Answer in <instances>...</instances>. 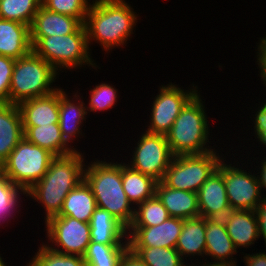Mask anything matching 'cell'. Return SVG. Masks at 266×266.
I'll use <instances>...</instances> for the list:
<instances>
[{
  "instance_id": "6da1fadb",
  "label": "cell",
  "mask_w": 266,
  "mask_h": 266,
  "mask_svg": "<svg viewBox=\"0 0 266 266\" xmlns=\"http://www.w3.org/2000/svg\"><path fill=\"white\" fill-rule=\"evenodd\" d=\"M82 158L77 151L56 156L42 179L25 193L43 203L46 221L59 214L67 194L84 179Z\"/></svg>"
},
{
  "instance_id": "7a4b0ae2",
  "label": "cell",
  "mask_w": 266,
  "mask_h": 266,
  "mask_svg": "<svg viewBox=\"0 0 266 266\" xmlns=\"http://www.w3.org/2000/svg\"><path fill=\"white\" fill-rule=\"evenodd\" d=\"M124 0H96L89 5L85 27L89 40L96 39L106 49L123 45L137 16Z\"/></svg>"
},
{
  "instance_id": "3957f363",
  "label": "cell",
  "mask_w": 266,
  "mask_h": 266,
  "mask_svg": "<svg viewBox=\"0 0 266 266\" xmlns=\"http://www.w3.org/2000/svg\"><path fill=\"white\" fill-rule=\"evenodd\" d=\"M84 180L92 189L97 207L107 210L128 229L134 211L123 189L122 164L94 162L84 170Z\"/></svg>"
},
{
  "instance_id": "277c9868",
  "label": "cell",
  "mask_w": 266,
  "mask_h": 266,
  "mask_svg": "<svg viewBox=\"0 0 266 266\" xmlns=\"http://www.w3.org/2000/svg\"><path fill=\"white\" fill-rule=\"evenodd\" d=\"M199 97L196 93L186 103L165 135L174 156L211 151L205 147L209 132L207 117Z\"/></svg>"
},
{
  "instance_id": "5b68a950",
  "label": "cell",
  "mask_w": 266,
  "mask_h": 266,
  "mask_svg": "<svg viewBox=\"0 0 266 266\" xmlns=\"http://www.w3.org/2000/svg\"><path fill=\"white\" fill-rule=\"evenodd\" d=\"M56 70L33 51L15 59L11 76L9 104L18 105L23 101L51 94L50 88L56 79Z\"/></svg>"
},
{
  "instance_id": "8992f818",
  "label": "cell",
  "mask_w": 266,
  "mask_h": 266,
  "mask_svg": "<svg viewBox=\"0 0 266 266\" xmlns=\"http://www.w3.org/2000/svg\"><path fill=\"white\" fill-rule=\"evenodd\" d=\"M32 51L42 57L56 71L59 68H73L83 63L92 64L88 56V38L85 24L73 33L56 36H31Z\"/></svg>"
},
{
  "instance_id": "52a82bcc",
  "label": "cell",
  "mask_w": 266,
  "mask_h": 266,
  "mask_svg": "<svg viewBox=\"0 0 266 266\" xmlns=\"http://www.w3.org/2000/svg\"><path fill=\"white\" fill-rule=\"evenodd\" d=\"M56 156L23 138L12 150L0 170L16 186L27 192L42 179Z\"/></svg>"
},
{
  "instance_id": "ba28073f",
  "label": "cell",
  "mask_w": 266,
  "mask_h": 266,
  "mask_svg": "<svg viewBox=\"0 0 266 266\" xmlns=\"http://www.w3.org/2000/svg\"><path fill=\"white\" fill-rule=\"evenodd\" d=\"M220 161L213 150L203 154L174 156L162 182L169 188L197 193Z\"/></svg>"
},
{
  "instance_id": "9c48e42d",
  "label": "cell",
  "mask_w": 266,
  "mask_h": 266,
  "mask_svg": "<svg viewBox=\"0 0 266 266\" xmlns=\"http://www.w3.org/2000/svg\"><path fill=\"white\" fill-rule=\"evenodd\" d=\"M137 146L133 155V165L130 167L153 177L158 182L162 181L174 157L166 136L146 131Z\"/></svg>"
},
{
  "instance_id": "30bf717a",
  "label": "cell",
  "mask_w": 266,
  "mask_h": 266,
  "mask_svg": "<svg viewBox=\"0 0 266 266\" xmlns=\"http://www.w3.org/2000/svg\"><path fill=\"white\" fill-rule=\"evenodd\" d=\"M46 222L48 237L52 242L55 241L57 246H61L63 250L50 249L70 255L84 256L87 247L91 242L90 223L81 222L69 216H53Z\"/></svg>"
},
{
  "instance_id": "8fae6325",
  "label": "cell",
  "mask_w": 266,
  "mask_h": 266,
  "mask_svg": "<svg viewBox=\"0 0 266 266\" xmlns=\"http://www.w3.org/2000/svg\"><path fill=\"white\" fill-rule=\"evenodd\" d=\"M221 162L217 170L223 175L229 204L237 210L255 211L262 200L258 177Z\"/></svg>"
},
{
  "instance_id": "7c38bea8",
  "label": "cell",
  "mask_w": 266,
  "mask_h": 266,
  "mask_svg": "<svg viewBox=\"0 0 266 266\" xmlns=\"http://www.w3.org/2000/svg\"><path fill=\"white\" fill-rule=\"evenodd\" d=\"M184 92L175 85L162 86L159 95H157L152 108L151 125L147 132L153 134L166 135L172 127L175 119L179 116L181 109L196 94Z\"/></svg>"
},
{
  "instance_id": "4fadbf2b",
  "label": "cell",
  "mask_w": 266,
  "mask_h": 266,
  "mask_svg": "<svg viewBox=\"0 0 266 266\" xmlns=\"http://www.w3.org/2000/svg\"><path fill=\"white\" fill-rule=\"evenodd\" d=\"M183 219L170 217L163 223L151 227H129V247L175 248L181 234Z\"/></svg>"
},
{
  "instance_id": "5bb4252c",
  "label": "cell",
  "mask_w": 266,
  "mask_h": 266,
  "mask_svg": "<svg viewBox=\"0 0 266 266\" xmlns=\"http://www.w3.org/2000/svg\"><path fill=\"white\" fill-rule=\"evenodd\" d=\"M22 126H41L59 123V89L17 105Z\"/></svg>"
},
{
  "instance_id": "9a60e30c",
  "label": "cell",
  "mask_w": 266,
  "mask_h": 266,
  "mask_svg": "<svg viewBox=\"0 0 266 266\" xmlns=\"http://www.w3.org/2000/svg\"><path fill=\"white\" fill-rule=\"evenodd\" d=\"M30 51V26L0 18V55L19 59Z\"/></svg>"
},
{
  "instance_id": "2e32d148",
  "label": "cell",
  "mask_w": 266,
  "mask_h": 266,
  "mask_svg": "<svg viewBox=\"0 0 266 266\" xmlns=\"http://www.w3.org/2000/svg\"><path fill=\"white\" fill-rule=\"evenodd\" d=\"M155 194L171 217L186 220L200 215L197 193L169 188L159 181Z\"/></svg>"
},
{
  "instance_id": "e0dca14e",
  "label": "cell",
  "mask_w": 266,
  "mask_h": 266,
  "mask_svg": "<svg viewBox=\"0 0 266 266\" xmlns=\"http://www.w3.org/2000/svg\"><path fill=\"white\" fill-rule=\"evenodd\" d=\"M23 132L18 106L2 104L0 106V167L24 138Z\"/></svg>"
},
{
  "instance_id": "ac0fdd59",
  "label": "cell",
  "mask_w": 266,
  "mask_h": 266,
  "mask_svg": "<svg viewBox=\"0 0 266 266\" xmlns=\"http://www.w3.org/2000/svg\"><path fill=\"white\" fill-rule=\"evenodd\" d=\"M82 23L75 17L56 13L42 5L30 27L31 36H56L73 33Z\"/></svg>"
},
{
  "instance_id": "d6986e66",
  "label": "cell",
  "mask_w": 266,
  "mask_h": 266,
  "mask_svg": "<svg viewBox=\"0 0 266 266\" xmlns=\"http://www.w3.org/2000/svg\"><path fill=\"white\" fill-rule=\"evenodd\" d=\"M96 208V199L92 189L83 179L67 194L58 216H69L89 223Z\"/></svg>"
},
{
  "instance_id": "ffe728a7",
  "label": "cell",
  "mask_w": 266,
  "mask_h": 266,
  "mask_svg": "<svg viewBox=\"0 0 266 266\" xmlns=\"http://www.w3.org/2000/svg\"><path fill=\"white\" fill-rule=\"evenodd\" d=\"M200 216L205 219L213 212L230 205L226 194L223 175L216 169L201 185L198 192Z\"/></svg>"
},
{
  "instance_id": "44dd1931",
  "label": "cell",
  "mask_w": 266,
  "mask_h": 266,
  "mask_svg": "<svg viewBox=\"0 0 266 266\" xmlns=\"http://www.w3.org/2000/svg\"><path fill=\"white\" fill-rule=\"evenodd\" d=\"M23 131L24 138L27 141L47 149L55 156H64L76 151L75 149L68 148V144L62 136L59 123L41 126H23Z\"/></svg>"
},
{
  "instance_id": "7402d4cb",
  "label": "cell",
  "mask_w": 266,
  "mask_h": 266,
  "mask_svg": "<svg viewBox=\"0 0 266 266\" xmlns=\"http://www.w3.org/2000/svg\"><path fill=\"white\" fill-rule=\"evenodd\" d=\"M92 242L102 244H121L127 229L107 210L97 207L90 220Z\"/></svg>"
},
{
  "instance_id": "603a6c76",
  "label": "cell",
  "mask_w": 266,
  "mask_h": 266,
  "mask_svg": "<svg viewBox=\"0 0 266 266\" xmlns=\"http://www.w3.org/2000/svg\"><path fill=\"white\" fill-rule=\"evenodd\" d=\"M205 240L206 255H211L214 260L219 259L220 261H217V263L213 262V264L210 263L209 266H236V262H232L233 258H231V262L227 260L237 250L227 233L226 227L219 226L206 219Z\"/></svg>"
},
{
  "instance_id": "cb8c5ba5",
  "label": "cell",
  "mask_w": 266,
  "mask_h": 266,
  "mask_svg": "<svg viewBox=\"0 0 266 266\" xmlns=\"http://www.w3.org/2000/svg\"><path fill=\"white\" fill-rule=\"evenodd\" d=\"M206 219L203 216L183 220L181 234L178 237L176 249L181 257L188 255L206 254Z\"/></svg>"
},
{
  "instance_id": "d4e9b609",
  "label": "cell",
  "mask_w": 266,
  "mask_h": 266,
  "mask_svg": "<svg viewBox=\"0 0 266 266\" xmlns=\"http://www.w3.org/2000/svg\"><path fill=\"white\" fill-rule=\"evenodd\" d=\"M158 181L122 164V185L129 202L141 204L156 193Z\"/></svg>"
},
{
  "instance_id": "484cf974",
  "label": "cell",
  "mask_w": 266,
  "mask_h": 266,
  "mask_svg": "<svg viewBox=\"0 0 266 266\" xmlns=\"http://www.w3.org/2000/svg\"><path fill=\"white\" fill-rule=\"evenodd\" d=\"M252 210H237L226 225V230L235 248L249 246L259 238L257 216Z\"/></svg>"
},
{
  "instance_id": "4316f807",
  "label": "cell",
  "mask_w": 266,
  "mask_h": 266,
  "mask_svg": "<svg viewBox=\"0 0 266 266\" xmlns=\"http://www.w3.org/2000/svg\"><path fill=\"white\" fill-rule=\"evenodd\" d=\"M76 105L70 102L67 94L59 89V127L64 140L68 143L70 138L79 134V124L87 114L83 102Z\"/></svg>"
},
{
  "instance_id": "83f0119b",
  "label": "cell",
  "mask_w": 266,
  "mask_h": 266,
  "mask_svg": "<svg viewBox=\"0 0 266 266\" xmlns=\"http://www.w3.org/2000/svg\"><path fill=\"white\" fill-rule=\"evenodd\" d=\"M129 250V242L122 244H102L90 242L83 256L86 266H120Z\"/></svg>"
},
{
  "instance_id": "f1b7e54d",
  "label": "cell",
  "mask_w": 266,
  "mask_h": 266,
  "mask_svg": "<svg viewBox=\"0 0 266 266\" xmlns=\"http://www.w3.org/2000/svg\"><path fill=\"white\" fill-rule=\"evenodd\" d=\"M138 207L139 210L134 209V218L129 227L157 226L171 217L156 194Z\"/></svg>"
},
{
  "instance_id": "f546056e",
  "label": "cell",
  "mask_w": 266,
  "mask_h": 266,
  "mask_svg": "<svg viewBox=\"0 0 266 266\" xmlns=\"http://www.w3.org/2000/svg\"><path fill=\"white\" fill-rule=\"evenodd\" d=\"M41 0H0V18L31 27Z\"/></svg>"
},
{
  "instance_id": "4dcf8cb0",
  "label": "cell",
  "mask_w": 266,
  "mask_h": 266,
  "mask_svg": "<svg viewBox=\"0 0 266 266\" xmlns=\"http://www.w3.org/2000/svg\"><path fill=\"white\" fill-rule=\"evenodd\" d=\"M147 266H182L184 261L176 248L129 247Z\"/></svg>"
},
{
  "instance_id": "1f68e13d",
  "label": "cell",
  "mask_w": 266,
  "mask_h": 266,
  "mask_svg": "<svg viewBox=\"0 0 266 266\" xmlns=\"http://www.w3.org/2000/svg\"><path fill=\"white\" fill-rule=\"evenodd\" d=\"M28 266H86L79 255L62 254L42 245Z\"/></svg>"
},
{
  "instance_id": "d6a6232c",
  "label": "cell",
  "mask_w": 266,
  "mask_h": 266,
  "mask_svg": "<svg viewBox=\"0 0 266 266\" xmlns=\"http://www.w3.org/2000/svg\"><path fill=\"white\" fill-rule=\"evenodd\" d=\"M41 5L50 11L75 17L84 24L90 4L87 0H41Z\"/></svg>"
},
{
  "instance_id": "836d02e7",
  "label": "cell",
  "mask_w": 266,
  "mask_h": 266,
  "mask_svg": "<svg viewBox=\"0 0 266 266\" xmlns=\"http://www.w3.org/2000/svg\"><path fill=\"white\" fill-rule=\"evenodd\" d=\"M18 190L21 188L16 186L11 180L0 170V220L10 215V211L16 206L18 199ZM9 213V214H8Z\"/></svg>"
},
{
  "instance_id": "e575fe53",
  "label": "cell",
  "mask_w": 266,
  "mask_h": 266,
  "mask_svg": "<svg viewBox=\"0 0 266 266\" xmlns=\"http://www.w3.org/2000/svg\"><path fill=\"white\" fill-rule=\"evenodd\" d=\"M116 90L108 84H100L91 90L89 109L91 111L104 110L114 106L116 102Z\"/></svg>"
},
{
  "instance_id": "d590c367",
  "label": "cell",
  "mask_w": 266,
  "mask_h": 266,
  "mask_svg": "<svg viewBox=\"0 0 266 266\" xmlns=\"http://www.w3.org/2000/svg\"><path fill=\"white\" fill-rule=\"evenodd\" d=\"M14 63V58L0 55V102L2 104H9V92Z\"/></svg>"
},
{
  "instance_id": "8d00e7d4",
  "label": "cell",
  "mask_w": 266,
  "mask_h": 266,
  "mask_svg": "<svg viewBox=\"0 0 266 266\" xmlns=\"http://www.w3.org/2000/svg\"><path fill=\"white\" fill-rule=\"evenodd\" d=\"M236 212L237 209L235 207L228 205L220 211L211 213L206 219L214 224L226 227Z\"/></svg>"
},
{
  "instance_id": "74e56055",
  "label": "cell",
  "mask_w": 266,
  "mask_h": 266,
  "mask_svg": "<svg viewBox=\"0 0 266 266\" xmlns=\"http://www.w3.org/2000/svg\"><path fill=\"white\" fill-rule=\"evenodd\" d=\"M255 118V127L257 138L266 146V103L257 112Z\"/></svg>"
},
{
  "instance_id": "f35d334b",
  "label": "cell",
  "mask_w": 266,
  "mask_h": 266,
  "mask_svg": "<svg viewBox=\"0 0 266 266\" xmlns=\"http://www.w3.org/2000/svg\"><path fill=\"white\" fill-rule=\"evenodd\" d=\"M257 216V225L259 236L263 235L264 241L266 243V198H262L261 202L255 209Z\"/></svg>"
},
{
  "instance_id": "ab89813d",
  "label": "cell",
  "mask_w": 266,
  "mask_h": 266,
  "mask_svg": "<svg viewBox=\"0 0 266 266\" xmlns=\"http://www.w3.org/2000/svg\"><path fill=\"white\" fill-rule=\"evenodd\" d=\"M120 266H147V265L135 253H133L129 249L123 256Z\"/></svg>"
},
{
  "instance_id": "60d3db41",
  "label": "cell",
  "mask_w": 266,
  "mask_h": 266,
  "mask_svg": "<svg viewBox=\"0 0 266 266\" xmlns=\"http://www.w3.org/2000/svg\"><path fill=\"white\" fill-rule=\"evenodd\" d=\"M245 260L247 263V266H266V254L265 253H257L248 256H245Z\"/></svg>"
},
{
  "instance_id": "b9f144b4",
  "label": "cell",
  "mask_w": 266,
  "mask_h": 266,
  "mask_svg": "<svg viewBox=\"0 0 266 266\" xmlns=\"http://www.w3.org/2000/svg\"><path fill=\"white\" fill-rule=\"evenodd\" d=\"M259 61H266V37L261 39V43L259 45Z\"/></svg>"
},
{
  "instance_id": "7bdbcfd3",
  "label": "cell",
  "mask_w": 266,
  "mask_h": 266,
  "mask_svg": "<svg viewBox=\"0 0 266 266\" xmlns=\"http://www.w3.org/2000/svg\"><path fill=\"white\" fill-rule=\"evenodd\" d=\"M262 170L260 173V177L258 178L259 184H260V188L265 187L266 188V161L262 162Z\"/></svg>"
},
{
  "instance_id": "ee69618b",
  "label": "cell",
  "mask_w": 266,
  "mask_h": 266,
  "mask_svg": "<svg viewBox=\"0 0 266 266\" xmlns=\"http://www.w3.org/2000/svg\"><path fill=\"white\" fill-rule=\"evenodd\" d=\"M261 68V77L263 78V81L266 82V61H259L258 63ZM266 85V83H265Z\"/></svg>"
},
{
  "instance_id": "f6af8a7d",
  "label": "cell",
  "mask_w": 266,
  "mask_h": 266,
  "mask_svg": "<svg viewBox=\"0 0 266 266\" xmlns=\"http://www.w3.org/2000/svg\"><path fill=\"white\" fill-rule=\"evenodd\" d=\"M0 266H6L4 262L2 261V258L0 257Z\"/></svg>"
},
{
  "instance_id": "bcb514c9",
  "label": "cell",
  "mask_w": 266,
  "mask_h": 266,
  "mask_svg": "<svg viewBox=\"0 0 266 266\" xmlns=\"http://www.w3.org/2000/svg\"><path fill=\"white\" fill-rule=\"evenodd\" d=\"M182 266H187V265H184V264H183ZM195 266H196V265H195ZM203 266H209V264H207V265H206V264H205V265L203 264Z\"/></svg>"
}]
</instances>
